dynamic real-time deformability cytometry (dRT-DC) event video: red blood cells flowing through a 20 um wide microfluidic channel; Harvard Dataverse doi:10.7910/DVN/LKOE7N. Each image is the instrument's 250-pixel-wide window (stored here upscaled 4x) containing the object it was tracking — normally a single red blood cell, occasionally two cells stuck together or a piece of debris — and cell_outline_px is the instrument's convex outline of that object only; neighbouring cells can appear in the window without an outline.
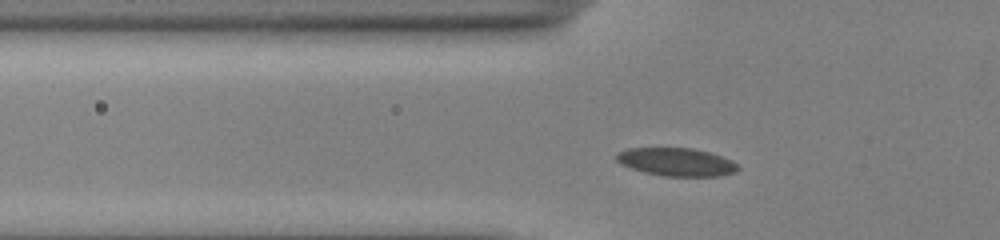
{"species": "common noctule bat (a hibernating species)", "species_latin": "Nyctalus noctula", "temperature_condition": "cold", "stored_images_in_passage": 46, "segment_of_instrument_passage": [1, 2], "camera_frame_rate_fps": 3000, "um_per_image_px": 0.085, "animal": {"sex": "male", "body_mass_g": 13.0, "forearm_length_mm": 53.1}, "frame": {"image": 1, "passage_image": 10, "time_ms": 3.0, "image_size_px": [1000, 240], "cell_outline_px": [[740, 168], [736, 172], [720, 176], [664, 176], [644, 172], [620, 164], [616, 160], [616, 152], [628, 148], [692, 148], [708, 152], [732, 160]], "centroid_in_image_um": [57.48, 13.77], "position_along_channel_um": 68.3, "area_um2": 19.88}}
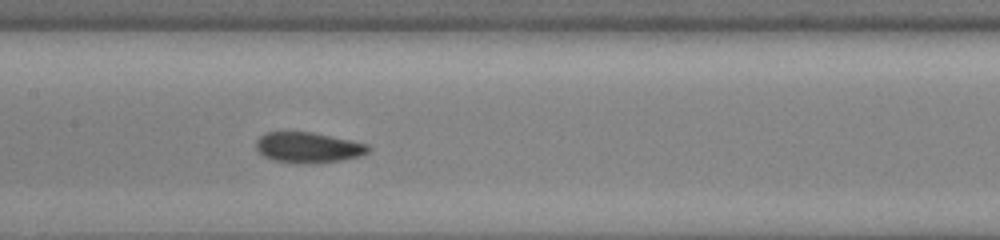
{"frame": {"image": 2, "passage_image": 19, "time_ms": 6.0, "image_size_px": [1000, 240], "cell_outline_px": [[372, 148], [368, 152], [360, 156], [340, 160], [296, 164], [272, 160], [264, 156], [256, 148], [256, 140], [264, 132], [312, 132], [368, 144]], "centroid_in_image_um": [26.17, 12.53], "position_along_channel_um": 181.2, "area_um2": 19.88}}
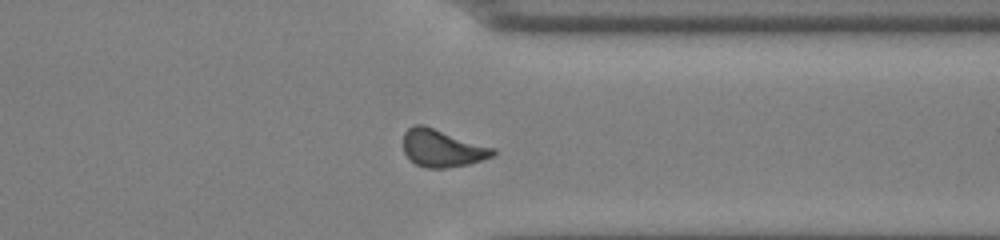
{"frame": {"image": 3, "passage_image": 34, "time_ms": 11.0, "image_size_px": [1000, 240], "cell_outline_px": [[496, 152], [492, 156], [468, 164], [444, 168], [424, 168], [408, 160], [404, 152], [404, 132], [408, 128], [416, 124], [424, 124], [496, 148]], "centroid_in_image_um": [37.57, 12.59], "position_along_channel_um": 373.8, "area_um2": 19.77}}